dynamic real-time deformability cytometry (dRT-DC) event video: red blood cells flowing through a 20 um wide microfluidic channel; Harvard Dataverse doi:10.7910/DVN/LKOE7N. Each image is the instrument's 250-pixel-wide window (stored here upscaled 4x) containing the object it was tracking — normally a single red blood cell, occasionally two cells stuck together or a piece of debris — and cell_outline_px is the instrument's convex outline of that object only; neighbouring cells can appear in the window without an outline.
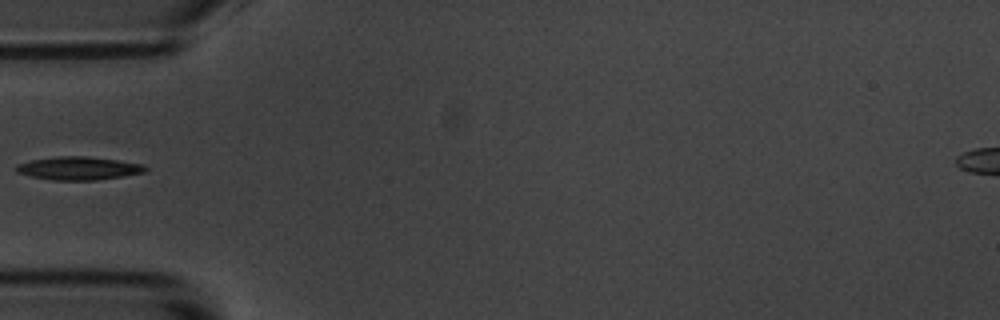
{"species": "common noctule bat (a hibernating species)", "species_latin": "Nyctalus noctula", "temperature_condition": "room temperature", "stored_images_in_passage": 4, "camera_frame_rate_fps": 3000, "um_per_image_px": 0.085, "animal": {"sex": "male", "body_mass_g": 20.1, "forearm_length_mm": 53.5}, "frame": {"image": 1, "passage_image": 4, "time_ms": 4.333, "image_size_px": [1000, 320], "cell_outline_px": [[148, 172], [124, 176], [96, 180], [52, 180], [32, 176], [16, 172], [16, 164], [28, 160], [56, 156], [84, 156], [116, 160], [144, 164], [148, 168]], "centroid_in_image_um": [6.69, 14.3], "position_along_channel_um": 78.3, "area_um2": 17.57}}